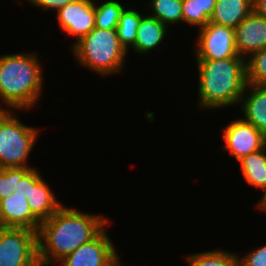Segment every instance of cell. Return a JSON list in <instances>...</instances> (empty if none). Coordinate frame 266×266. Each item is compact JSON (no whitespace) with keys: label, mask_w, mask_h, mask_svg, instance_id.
<instances>
[{"label":"cell","mask_w":266,"mask_h":266,"mask_svg":"<svg viewBox=\"0 0 266 266\" xmlns=\"http://www.w3.org/2000/svg\"><path fill=\"white\" fill-rule=\"evenodd\" d=\"M109 219L91 215L63 205L37 231L40 266L56 265L78 247L90 242L107 225ZM106 225V226H105Z\"/></svg>","instance_id":"cell-1"},{"label":"cell","mask_w":266,"mask_h":266,"mask_svg":"<svg viewBox=\"0 0 266 266\" xmlns=\"http://www.w3.org/2000/svg\"><path fill=\"white\" fill-rule=\"evenodd\" d=\"M37 53L0 56V110H29L42 96L43 71Z\"/></svg>","instance_id":"cell-2"},{"label":"cell","mask_w":266,"mask_h":266,"mask_svg":"<svg viewBox=\"0 0 266 266\" xmlns=\"http://www.w3.org/2000/svg\"><path fill=\"white\" fill-rule=\"evenodd\" d=\"M199 74L198 106L201 110L237 105L246 87V60L233 57L196 60Z\"/></svg>","instance_id":"cell-3"},{"label":"cell","mask_w":266,"mask_h":266,"mask_svg":"<svg viewBox=\"0 0 266 266\" xmlns=\"http://www.w3.org/2000/svg\"><path fill=\"white\" fill-rule=\"evenodd\" d=\"M72 43V52L82 67L101 76L120 73L127 51L120 45L116 29L94 28Z\"/></svg>","instance_id":"cell-4"},{"label":"cell","mask_w":266,"mask_h":266,"mask_svg":"<svg viewBox=\"0 0 266 266\" xmlns=\"http://www.w3.org/2000/svg\"><path fill=\"white\" fill-rule=\"evenodd\" d=\"M11 110H0V169L30 167L26 162L37 141L39 128L18 120Z\"/></svg>","instance_id":"cell-5"},{"label":"cell","mask_w":266,"mask_h":266,"mask_svg":"<svg viewBox=\"0 0 266 266\" xmlns=\"http://www.w3.org/2000/svg\"><path fill=\"white\" fill-rule=\"evenodd\" d=\"M0 266H40L37 232L0 227Z\"/></svg>","instance_id":"cell-6"},{"label":"cell","mask_w":266,"mask_h":266,"mask_svg":"<svg viewBox=\"0 0 266 266\" xmlns=\"http://www.w3.org/2000/svg\"><path fill=\"white\" fill-rule=\"evenodd\" d=\"M198 33L194 47L196 60L240 57L236 51L234 28L208 22Z\"/></svg>","instance_id":"cell-7"},{"label":"cell","mask_w":266,"mask_h":266,"mask_svg":"<svg viewBox=\"0 0 266 266\" xmlns=\"http://www.w3.org/2000/svg\"><path fill=\"white\" fill-rule=\"evenodd\" d=\"M105 229L90 242L81 245L57 264H62L61 266H115L122 254L120 256L117 254L115 246Z\"/></svg>","instance_id":"cell-8"},{"label":"cell","mask_w":266,"mask_h":266,"mask_svg":"<svg viewBox=\"0 0 266 266\" xmlns=\"http://www.w3.org/2000/svg\"><path fill=\"white\" fill-rule=\"evenodd\" d=\"M222 137L223 148L232 154L236 161L261 150L266 145V136L244 119L230 122L224 128Z\"/></svg>","instance_id":"cell-9"},{"label":"cell","mask_w":266,"mask_h":266,"mask_svg":"<svg viewBox=\"0 0 266 266\" xmlns=\"http://www.w3.org/2000/svg\"><path fill=\"white\" fill-rule=\"evenodd\" d=\"M61 30L75 37L76 41L95 28V2L73 0L56 13Z\"/></svg>","instance_id":"cell-10"},{"label":"cell","mask_w":266,"mask_h":266,"mask_svg":"<svg viewBox=\"0 0 266 266\" xmlns=\"http://www.w3.org/2000/svg\"><path fill=\"white\" fill-rule=\"evenodd\" d=\"M235 30L236 51L245 60L266 46V18L252 11Z\"/></svg>","instance_id":"cell-11"},{"label":"cell","mask_w":266,"mask_h":266,"mask_svg":"<svg viewBox=\"0 0 266 266\" xmlns=\"http://www.w3.org/2000/svg\"><path fill=\"white\" fill-rule=\"evenodd\" d=\"M41 222L32 214L27 198L18 191L0 200V227L38 231Z\"/></svg>","instance_id":"cell-12"},{"label":"cell","mask_w":266,"mask_h":266,"mask_svg":"<svg viewBox=\"0 0 266 266\" xmlns=\"http://www.w3.org/2000/svg\"><path fill=\"white\" fill-rule=\"evenodd\" d=\"M27 202L32 214L40 222L49 219L64 205L56 198L36 167L30 169V192Z\"/></svg>","instance_id":"cell-13"},{"label":"cell","mask_w":266,"mask_h":266,"mask_svg":"<svg viewBox=\"0 0 266 266\" xmlns=\"http://www.w3.org/2000/svg\"><path fill=\"white\" fill-rule=\"evenodd\" d=\"M239 105L244 114L242 119L266 136V85L246 84Z\"/></svg>","instance_id":"cell-14"},{"label":"cell","mask_w":266,"mask_h":266,"mask_svg":"<svg viewBox=\"0 0 266 266\" xmlns=\"http://www.w3.org/2000/svg\"><path fill=\"white\" fill-rule=\"evenodd\" d=\"M168 27L149 15L141 17L135 44L132 47L138 54H147L153 49L159 47L167 34Z\"/></svg>","instance_id":"cell-15"},{"label":"cell","mask_w":266,"mask_h":266,"mask_svg":"<svg viewBox=\"0 0 266 266\" xmlns=\"http://www.w3.org/2000/svg\"><path fill=\"white\" fill-rule=\"evenodd\" d=\"M253 11V0H216L209 22L236 28Z\"/></svg>","instance_id":"cell-16"},{"label":"cell","mask_w":266,"mask_h":266,"mask_svg":"<svg viewBox=\"0 0 266 266\" xmlns=\"http://www.w3.org/2000/svg\"><path fill=\"white\" fill-rule=\"evenodd\" d=\"M245 181L264 193L258 202L259 205L266 198V145L238 161Z\"/></svg>","instance_id":"cell-17"},{"label":"cell","mask_w":266,"mask_h":266,"mask_svg":"<svg viewBox=\"0 0 266 266\" xmlns=\"http://www.w3.org/2000/svg\"><path fill=\"white\" fill-rule=\"evenodd\" d=\"M139 10H132L124 8L116 28L120 45L129 52L128 49L132 48L135 44L137 29L142 17Z\"/></svg>","instance_id":"cell-18"},{"label":"cell","mask_w":266,"mask_h":266,"mask_svg":"<svg viewBox=\"0 0 266 266\" xmlns=\"http://www.w3.org/2000/svg\"><path fill=\"white\" fill-rule=\"evenodd\" d=\"M152 14L149 15L168 27V24L183 23V0H150L145 4Z\"/></svg>","instance_id":"cell-19"},{"label":"cell","mask_w":266,"mask_h":266,"mask_svg":"<svg viewBox=\"0 0 266 266\" xmlns=\"http://www.w3.org/2000/svg\"><path fill=\"white\" fill-rule=\"evenodd\" d=\"M186 261L190 266H241L238 254L220 249L190 254Z\"/></svg>","instance_id":"cell-20"},{"label":"cell","mask_w":266,"mask_h":266,"mask_svg":"<svg viewBox=\"0 0 266 266\" xmlns=\"http://www.w3.org/2000/svg\"><path fill=\"white\" fill-rule=\"evenodd\" d=\"M125 6L116 0H108L100 5L95 3V27L100 29H116L120 15Z\"/></svg>","instance_id":"cell-21"},{"label":"cell","mask_w":266,"mask_h":266,"mask_svg":"<svg viewBox=\"0 0 266 266\" xmlns=\"http://www.w3.org/2000/svg\"><path fill=\"white\" fill-rule=\"evenodd\" d=\"M246 82L266 85V46L246 59Z\"/></svg>","instance_id":"cell-22"},{"label":"cell","mask_w":266,"mask_h":266,"mask_svg":"<svg viewBox=\"0 0 266 266\" xmlns=\"http://www.w3.org/2000/svg\"><path fill=\"white\" fill-rule=\"evenodd\" d=\"M182 14L184 23L198 26V29L204 27L210 21L208 15H199L198 0H183Z\"/></svg>","instance_id":"cell-23"},{"label":"cell","mask_w":266,"mask_h":266,"mask_svg":"<svg viewBox=\"0 0 266 266\" xmlns=\"http://www.w3.org/2000/svg\"><path fill=\"white\" fill-rule=\"evenodd\" d=\"M17 189V167L0 169V200Z\"/></svg>","instance_id":"cell-24"},{"label":"cell","mask_w":266,"mask_h":266,"mask_svg":"<svg viewBox=\"0 0 266 266\" xmlns=\"http://www.w3.org/2000/svg\"><path fill=\"white\" fill-rule=\"evenodd\" d=\"M240 261L241 266H266V245L253 249Z\"/></svg>","instance_id":"cell-25"},{"label":"cell","mask_w":266,"mask_h":266,"mask_svg":"<svg viewBox=\"0 0 266 266\" xmlns=\"http://www.w3.org/2000/svg\"><path fill=\"white\" fill-rule=\"evenodd\" d=\"M33 167H17V189L22 196H29L30 192V169Z\"/></svg>","instance_id":"cell-26"},{"label":"cell","mask_w":266,"mask_h":266,"mask_svg":"<svg viewBox=\"0 0 266 266\" xmlns=\"http://www.w3.org/2000/svg\"><path fill=\"white\" fill-rule=\"evenodd\" d=\"M29 1L33 6L37 8L44 9L46 11L55 10L63 8L67 4L71 3L73 0H26Z\"/></svg>","instance_id":"cell-27"},{"label":"cell","mask_w":266,"mask_h":266,"mask_svg":"<svg viewBox=\"0 0 266 266\" xmlns=\"http://www.w3.org/2000/svg\"><path fill=\"white\" fill-rule=\"evenodd\" d=\"M199 5V15H208L211 17L213 15L216 0H198Z\"/></svg>","instance_id":"cell-28"},{"label":"cell","mask_w":266,"mask_h":266,"mask_svg":"<svg viewBox=\"0 0 266 266\" xmlns=\"http://www.w3.org/2000/svg\"><path fill=\"white\" fill-rule=\"evenodd\" d=\"M253 11L266 18V0H253Z\"/></svg>","instance_id":"cell-29"},{"label":"cell","mask_w":266,"mask_h":266,"mask_svg":"<svg viewBox=\"0 0 266 266\" xmlns=\"http://www.w3.org/2000/svg\"><path fill=\"white\" fill-rule=\"evenodd\" d=\"M257 207H259V209H261L263 211L264 210L266 211V198Z\"/></svg>","instance_id":"cell-30"},{"label":"cell","mask_w":266,"mask_h":266,"mask_svg":"<svg viewBox=\"0 0 266 266\" xmlns=\"http://www.w3.org/2000/svg\"><path fill=\"white\" fill-rule=\"evenodd\" d=\"M115 266H122L121 261H119Z\"/></svg>","instance_id":"cell-31"}]
</instances>
